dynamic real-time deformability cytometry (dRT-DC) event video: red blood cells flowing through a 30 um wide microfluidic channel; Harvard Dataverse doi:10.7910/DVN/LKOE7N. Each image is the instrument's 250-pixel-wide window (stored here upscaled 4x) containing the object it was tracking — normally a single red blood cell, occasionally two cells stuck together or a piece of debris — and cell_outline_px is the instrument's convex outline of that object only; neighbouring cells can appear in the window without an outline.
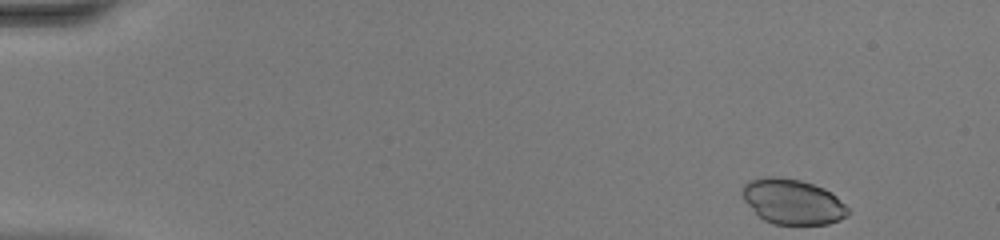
{"species": "common noctule bat (a hibernating species)", "species_latin": "Nyctalus noctula", "temperature_condition": "warm", "stored_images_in_passage": 16, "camera_frame_rate_fps": 3000, "um_per_image_px": 0.085, "animal": {"sex": "female", "body_mass_g": 20.0, "forearm_length_mm": 54.0}, "frame": {"image": 1, "passage_image": 1, "time_ms": 0.0, "image_size_px": [1000, 240], "cell_outline_px": [[848, 216], [840, 220], [828, 224], [772, 224], [764, 220], [744, 200], [740, 192], [744, 184], [748, 180], [768, 176], [772, 176], [800, 180], [824, 188], [836, 196], [848, 208]], "centroid_in_image_um": [67.36, 17.14], "position_along_channel_um": 17.6, "area_um2": 27.74}}